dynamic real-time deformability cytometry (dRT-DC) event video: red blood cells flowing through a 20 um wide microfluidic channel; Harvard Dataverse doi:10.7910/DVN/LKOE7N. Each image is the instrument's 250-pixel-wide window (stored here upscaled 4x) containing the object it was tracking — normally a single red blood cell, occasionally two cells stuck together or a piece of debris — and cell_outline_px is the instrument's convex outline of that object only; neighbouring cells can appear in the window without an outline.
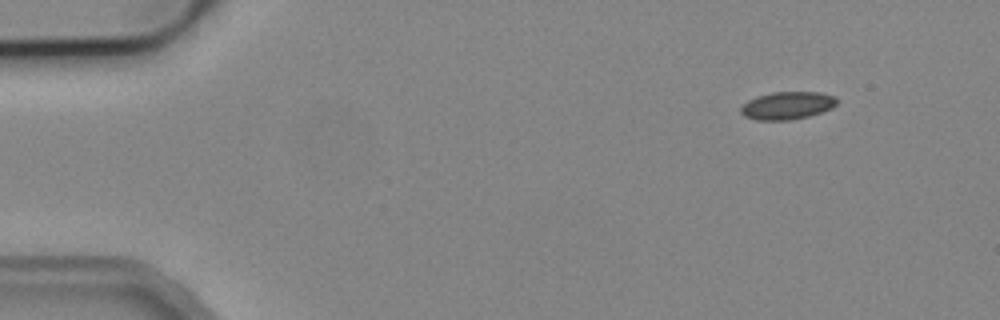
{"species": "common noctule bat (a hibernating species)", "species_latin": "Nyctalus noctula", "temperature_condition": "cold", "stored_images_in_passage": 5, "camera_frame_rate_fps": 3000, "um_per_image_px": 0.085, "animal": {"sex": "male", "body_mass_g": 19.2, "forearm_length_mm": 51.8}, "frame": {"image": 1, "passage_image": 1, "time_ms": 0.0, "image_size_px": [1000, 320], "cell_outline_px": [[836, 104], [832, 108], [808, 116], [788, 120], [756, 120], [744, 116], [740, 112], [740, 108], [748, 100], [756, 96], [772, 92], [820, 92], [836, 96]], "centroid_in_image_um": [66.9, 8.96], "position_along_channel_um": 18.1, "area_um2": 15.49}}
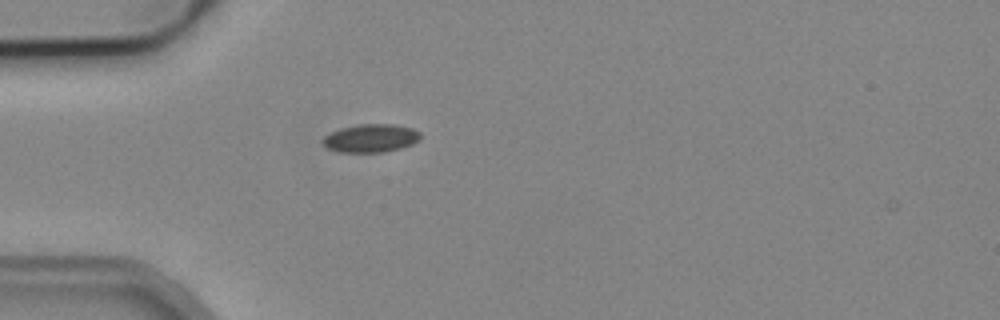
{"frame": {"image": 2, "passage_image": 4, "time_ms": 3.333, "image_size_px": [1000, 320], "cell_outline_px": [[420, 140], [412, 144], [400, 148], [384, 152], [340, 152], [328, 148], [320, 144], [320, 140], [324, 136], [340, 128], [360, 124], [396, 124], [412, 128], [420, 132]], "centroid_in_image_um": [31.5, 11.74], "position_along_channel_um": 53.5, "area_um2": 16.18}}